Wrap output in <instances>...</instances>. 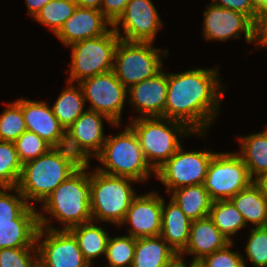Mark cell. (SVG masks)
<instances>
[{"mask_svg":"<svg viewBox=\"0 0 267 267\" xmlns=\"http://www.w3.org/2000/svg\"><path fill=\"white\" fill-rule=\"evenodd\" d=\"M217 76L216 68L169 73L164 118L183 122L194 133L205 134L224 95Z\"/></svg>","mask_w":267,"mask_h":267,"instance_id":"6da1fadb","label":"cell"},{"mask_svg":"<svg viewBox=\"0 0 267 267\" xmlns=\"http://www.w3.org/2000/svg\"><path fill=\"white\" fill-rule=\"evenodd\" d=\"M129 126L136 133L146 161L154 171L181 146L178 140L180 135L181 138L182 134L194 133L183 122L164 117L141 116Z\"/></svg>","mask_w":267,"mask_h":267,"instance_id":"7a4b0ae2","label":"cell"},{"mask_svg":"<svg viewBox=\"0 0 267 267\" xmlns=\"http://www.w3.org/2000/svg\"><path fill=\"white\" fill-rule=\"evenodd\" d=\"M90 175L74 172L43 202V210L65 225L61 230L92 221Z\"/></svg>","mask_w":267,"mask_h":267,"instance_id":"3957f363","label":"cell"},{"mask_svg":"<svg viewBox=\"0 0 267 267\" xmlns=\"http://www.w3.org/2000/svg\"><path fill=\"white\" fill-rule=\"evenodd\" d=\"M136 180L98 171L90 174V202L92 221H108L121 225L137 196L130 183Z\"/></svg>","mask_w":267,"mask_h":267,"instance_id":"277c9868","label":"cell"},{"mask_svg":"<svg viewBox=\"0 0 267 267\" xmlns=\"http://www.w3.org/2000/svg\"><path fill=\"white\" fill-rule=\"evenodd\" d=\"M96 157L106 166L97 170L109 175L129 177L138 182L148 179L151 171L155 174L130 126L117 136L106 137L103 148Z\"/></svg>","mask_w":267,"mask_h":267,"instance_id":"5b68a950","label":"cell"},{"mask_svg":"<svg viewBox=\"0 0 267 267\" xmlns=\"http://www.w3.org/2000/svg\"><path fill=\"white\" fill-rule=\"evenodd\" d=\"M74 172L51 148L46 154L22 165L17 188L25 200L43 203Z\"/></svg>","mask_w":267,"mask_h":267,"instance_id":"8992f818","label":"cell"},{"mask_svg":"<svg viewBox=\"0 0 267 267\" xmlns=\"http://www.w3.org/2000/svg\"><path fill=\"white\" fill-rule=\"evenodd\" d=\"M111 28L101 36L69 45L72 49V63L68 82L78 80L80 83L113 70L115 51L121 39Z\"/></svg>","mask_w":267,"mask_h":267,"instance_id":"52a82bcc","label":"cell"},{"mask_svg":"<svg viewBox=\"0 0 267 267\" xmlns=\"http://www.w3.org/2000/svg\"><path fill=\"white\" fill-rule=\"evenodd\" d=\"M151 44L119 41L112 71L126 89L162 71L161 51Z\"/></svg>","mask_w":267,"mask_h":267,"instance_id":"ba28073f","label":"cell"},{"mask_svg":"<svg viewBox=\"0 0 267 267\" xmlns=\"http://www.w3.org/2000/svg\"><path fill=\"white\" fill-rule=\"evenodd\" d=\"M48 218L38 212L39 228L36 235L38 267H88L78 241L70 230L48 225ZM46 236L43 242L42 238Z\"/></svg>","mask_w":267,"mask_h":267,"instance_id":"9c48e42d","label":"cell"},{"mask_svg":"<svg viewBox=\"0 0 267 267\" xmlns=\"http://www.w3.org/2000/svg\"><path fill=\"white\" fill-rule=\"evenodd\" d=\"M252 182L247 166L238 153H215L203 185L211 199L217 201L231 199Z\"/></svg>","mask_w":267,"mask_h":267,"instance_id":"30bf717a","label":"cell"},{"mask_svg":"<svg viewBox=\"0 0 267 267\" xmlns=\"http://www.w3.org/2000/svg\"><path fill=\"white\" fill-rule=\"evenodd\" d=\"M214 154L207 150L185 152L180 146L155 171V175L166 186L167 192L184 186L203 184Z\"/></svg>","mask_w":267,"mask_h":267,"instance_id":"8fae6325","label":"cell"},{"mask_svg":"<svg viewBox=\"0 0 267 267\" xmlns=\"http://www.w3.org/2000/svg\"><path fill=\"white\" fill-rule=\"evenodd\" d=\"M85 101L91 103L88 110L106 115L115 125L121 121V111L127 96V89L113 71L95 75L78 83Z\"/></svg>","mask_w":267,"mask_h":267,"instance_id":"7c38bea8","label":"cell"},{"mask_svg":"<svg viewBox=\"0 0 267 267\" xmlns=\"http://www.w3.org/2000/svg\"><path fill=\"white\" fill-rule=\"evenodd\" d=\"M120 23L124 29L123 37L118 28ZM161 26V19L151 0H129L124 13L112 25L123 41L152 43Z\"/></svg>","mask_w":267,"mask_h":267,"instance_id":"4fadbf2b","label":"cell"},{"mask_svg":"<svg viewBox=\"0 0 267 267\" xmlns=\"http://www.w3.org/2000/svg\"><path fill=\"white\" fill-rule=\"evenodd\" d=\"M203 35L206 40L239 38L244 32L248 43L257 42V25L245 14L210 4L204 11Z\"/></svg>","mask_w":267,"mask_h":267,"instance_id":"5bb4252c","label":"cell"},{"mask_svg":"<svg viewBox=\"0 0 267 267\" xmlns=\"http://www.w3.org/2000/svg\"><path fill=\"white\" fill-rule=\"evenodd\" d=\"M163 198L157 192L137 195L122 224L130 223L129 235L134 238L154 237L161 234Z\"/></svg>","mask_w":267,"mask_h":267,"instance_id":"9a60e30c","label":"cell"},{"mask_svg":"<svg viewBox=\"0 0 267 267\" xmlns=\"http://www.w3.org/2000/svg\"><path fill=\"white\" fill-rule=\"evenodd\" d=\"M112 24L95 8L77 6L73 15L66 20L55 34L65 46L105 34Z\"/></svg>","mask_w":267,"mask_h":267,"instance_id":"2e32d148","label":"cell"},{"mask_svg":"<svg viewBox=\"0 0 267 267\" xmlns=\"http://www.w3.org/2000/svg\"><path fill=\"white\" fill-rule=\"evenodd\" d=\"M168 92V74L161 71L127 89L129 102L143 117H164Z\"/></svg>","mask_w":267,"mask_h":267,"instance_id":"e0dca14e","label":"cell"},{"mask_svg":"<svg viewBox=\"0 0 267 267\" xmlns=\"http://www.w3.org/2000/svg\"><path fill=\"white\" fill-rule=\"evenodd\" d=\"M230 242L216 228L209 216L191 221L189 241L186 248L179 254H193V261H201L205 256L224 248Z\"/></svg>","mask_w":267,"mask_h":267,"instance_id":"ac0fdd59","label":"cell"},{"mask_svg":"<svg viewBox=\"0 0 267 267\" xmlns=\"http://www.w3.org/2000/svg\"><path fill=\"white\" fill-rule=\"evenodd\" d=\"M22 113L26 129L36 133L39 137L53 146L65 130L52 108L46 102L31 101L22 98Z\"/></svg>","mask_w":267,"mask_h":267,"instance_id":"d6986e66","label":"cell"},{"mask_svg":"<svg viewBox=\"0 0 267 267\" xmlns=\"http://www.w3.org/2000/svg\"><path fill=\"white\" fill-rule=\"evenodd\" d=\"M103 118L112 125L118 126L106 115L87 109L67 128L92 157L101 152L106 141V137L103 134Z\"/></svg>","mask_w":267,"mask_h":267,"instance_id":"ffe728a7","label":"cell"},{"mask_svg":"<svg viewBox=\"0 0 267 267\" xmlns=\"http://www.w3.org/2000/svg\"><path fill=\"white\" fill-rule=\"evenodd\" d=\"M190 224L191 221L178 205L170 200L166 207L163 199L160 236L178 255L188 244Z\"/></svg>","mask_w":267,"mask_h":267,"instance_id":"44dd1931","label":"cell"},{"mask_svg":"<svg viewBox=\"0 0 267 267\" xmlns=\"http://www.w3.org/2000/svg\"><path fill=\"white\" fill-rule=\"evenodd\" d=\"M178 256L160 235L137 238L131 267H167Z\"/></svg>","mask_w":267,"mask_h":267,"instance_id":"7402d4cb","label":"cell"},{"mask_svg":"<svg viewBox=\"0 0 267 267\" xmlns=\"http://www.w3.org/2000/svg\"><path fill=\"white\" fill-rule=\"evenodd\" d=\"M11 190L17 195L7 192ZM1 224H39L37 210L25 200L17 187L0 188Z\"/></svg>","mask_w":267,"mask_h":267,"instance_id":"603a6c76","label":"cell"},{"mask_svg":"<svg viewBox=\"0 0 267 267\" xmlns=\"http://www.w3.org/2000/svg\"><path fill=\"white\" fill-rule=\"evenodd\" d=\"M171 193V200L190 221L209 216L213 200L203 184L180 187L169 194Z\"/></svg>","mask_w":267,"mask_h":267,"instance_id":"cb8c5ba5","label":"cell"},{"mask_svg":"<svg viewBox=\"0 0 267 267\" xmlns=\"http://www.w3.org/2000/svg\"><path fill=\"white\" fill-rule=\"evenodd\" d=\"M230 200L242 214L246 224L249 221L256 228L267 225V198L254 181L245 189L240 190Z\"/></svg>","mask_w":267,"mask_h":267,"instance_id":"d4e9b609","label":"cell"},{"mask_svg":"<svg viewBox=\"0 0 267 267\" xmlns=\"http://www.w3.org/2000/svg\"><path fill=\"white\" fill-rule=\"evenodd\" d=\"M241 152L238 154L247 166L249 175L254 181L267 173V129L261 133L239 137ZM253 176H255L253 178Z\"/></svg>","mask_w":267,"mask_h":267,"instance_id":"484cf974","label":"cell"},{"mask_svg":"<svg viewBox=\"0 0 267 267\" xmlns=\"http://www.w3.org/2000/svg\"><path fill=\"white\" fill-rule=\"evenodd\" d=\"M70 231L76 237L85 260L92 264V259L106 253L108 232L94 224V221L72 227Z\"/></svg>","mask_w":267,"mask_h":267,"instance_id":"4316f807","label":"cell"},{"mask_svg":"<svg viewBox=\"0 0 267 267\" xmlns=\"http://www.w3.org/2000/svg\"><path fill=\"white\" fill-rule=\"evenodd\" d=\"M61 92L54 105L51 107L53 114L56 116L64 129L69 128L73 122L86 110H84L85 98L80 85L79 88L72 86Z\"/></svg>","mask_w":267,"mask_h":267,"instance_id":"83f0119b","label":"cell"},{"mask_svg":"<svg viewBox=\"0 0 267 267\" xmlns=\"http://www.w3.org/2000/svg\"><path fill=\"white\" fill-rule=\"evenodd\" d=\"M209 217L216 228L230 243V238L238 230L246 226L242 214L236 209L230 199L213 201Z\"/></svg>","mask_w":267,"mask_h":267,"instance_id":"f1b7e54d","label":"cell"},{"mask_svg":"<svg viewBox=\"0 0 267 267\" xmlns=\"http://www.w3.org/2000/svg\"><path fill=\"white\" fill-rule=\"evenodd\" d=\"M52 148L73 171L85 172L89 168L91 155L67 129L59 136Z\"/></svg>","mask_w":267,"mask_h":267,"instance_id":"f546056e","label":"cell"},{"mask_svg":"<svg viewBox=\"0 0 267 267\" xmlns=\"http://www.w3.org/2000/svg\"><path fill=\"white\" fill-rule=\"evenodd\" d=\"M39 224H1L0 249L37 248Z\"/></svg>","mask_w":267,"mask_h":267,"instance_id":"4dcf8cb0","label":"cell"},{"mask_svg":"<svg viewBox=\"0 0 267 267\" xmlns=\"http://www.w3.org/2000/svg\"><path fill=\"white\" fill-rule=\"evenodd\" d=\"M22 163L13 142L0 141V187H17Z\"/></svg>","mask_w":267,"mask_h":267,"instance_id":"1f68e13d","label":"cell"},{"mask_svg":"<svg viewBox=\"0 0 267 267\" xmlns=\"http://www.w3.org/2000/svg\"><path fill=\"white\" fill-rule=\"evenodd\" d=\"M77 4L73 0H51L36 15V20L56 34L69 19Z\"/></svg>","mask_w":267,"mask_h":267,"instance_id":"d6a6232c","label":"cell"},{"mask_svg":"<svg viewBox=\"0 0 267 267\" xmlns=\"http://www.w3.org/2000/svg\"><path fill=\"white\" fill-rule=\"evenodd\" d=\"M26 130L22 113V99H18L13 104H9L0 115V141L14 143Z\"/></svg>","mask_w":267,"mask_h":267,"instance_id":"836d02e7","label":"cell"},{"mask_svg":"<svg viewBox=\"0 0 267 267\" xmlns=\"http://www.w3.org/2000/svg\"><path fill=\"white\" fill-rule=\"evenodd\" d=\"M136 238L119 236L107 241L105 256L108 259L107 267H131L135 254Z\"/></svg>","mask_w":267,"mask_h":267,"instance_id":"e575fe53","label":"cell"},{"mask_svg":"<svg viewBox=\"0 0 267 267\" xmlns=\"http://www.w3.org/2000/svg\"><path fill=\"white\" fill-rule=\"evenodd\" d=\"M22 164L46 154L52 146L36 133L26 130L14 142Z\"/></svg>","mask_w":267,"mask_h":267,"instance_id":"d590c367","label":"cell"},{"mask_svg":"<svg viewBox=\"0 0 267 267\" xmlns=\"http://www.w3.org/2000/svg\"><path fill=\"white\" fill-rule=\"evenodd\" d=\"M246 256L256 267H267V228L255 227L246 245Z\"/></svg>","mask_w":267,"mask_h":267,"instance_id":"8d00e7d4","label":"cell"},{"mask_svg":"<svg viewBox=\"0 0 267 267\" xmlns=\"http://www.w3.org/2000/svg\"><path fill=\"white\" fill-rule=\"evenodd\" d=\"M34 251V256H31ZM37 248L0 249V267H38Z\"/></svg>","mask_w":267,"mask_h":267,"instance_id":"74e56055","label":"cell"},{"mask_svg":"<svg viewBox=\"0 0 267 267\" xmlns=\"http://www.w3.org/2000/svg\"><path fill=\"white\" fill-rule=\"evenodd\" d=\"M232 246L233 242L205 256L200 262L205 267H237L244 258L239 253L231 251L229 248Z\"/></svg>","mask_w":267,"mask_h":267,"instance_id":"f35d334b","label":"cell"},{"mask_svg":"<svg viewBox=\"0 0 267 267\" xmlns=\"http://www.w3.org/2000/svg\"><path fill=\"white\" fill-rule=\"evenodd\" d=\"M212 0V4L237 11L248 16L257 26L261 20L259 10L254 6L252 0Z\"/></svg>","mask_w":267,"mask_h":267,"instance_id":"ab89813d","label":"cell"},{"mask_svg":"<svg viewBox=\"0 0 267 267\" xmlns=\"http://www.w3.org/2000/svg\"><path fill=\"white\" fill-rule=\"evenodd\" d=\"M129 0H102L100 11L103 16L113 25L124 13Z\"/></svg>","mask_w":267,"mask_h":267,"instance_id":"60d3db41","label":"cell"},{"mask_svg":"<svg viewBox=\"0 0 267 267\" xmlns=\"http://www.w3.org/2000/svg\"><path fill=\"white\" fill-rule=\"evenodd\" d=\"M257 40L260 46H267V12L261 15L260 23L257 27Z\"/></svg>","mask_w":267,"mask_h":267,"instance_id":"b9f144b4","label":"cell"},{"mask_svg":"<svg viewBox=\"0 0 267 267\" xmlns=\"http://www.w3.org/2000/svg\"><path fill=\"white\" fill-rule=\"evenodd\" d=\"M28 11L32 17H36V15L40 12V10L51 0H25Z\"/></svg>","mask_w":267,"mask_h":267,"instance_id":"7bdbcfd3","label":"cell"},{"mask_svg":"<svg viewBox=\"0 0 267 267\" xmlns=\"http://www.w3.org/2000/svg\"><path fill=\"white\" fill-rule=\"evenodd\" d=\"M77 6L100 10L102 0H73Z\"/></svg>","mask_w":267,"mask_h":267,"instance_id":"ee69618b","label":"cell"},{"mask_svg":"<svg viewBox=\"0 0 267 267\" xmlns=\"http://www.w3.org/2000/svg\"><path fill=\"white\" fill-rule=\"evenodd\" d=\"M254 183L260 188L262 194L267 198V173L256 178Z\"/></svg>","mask_w":267,"mask_h":267,"instance_id":"f6af8a7d","label":"cell"},{"mask_svg":"<svg viewBox=\"0 0 267 267\" xmlns=\"http://www.w3.org/2000/svg\"><path fill=\"white\" fill-rule=\"evenodd\" d=\"M254 6L259 10L260 14L267 12V0H252Z\"/></svg>","mask_w":267,"mask_h":267,"instance_id":"bcb514c9","label":"cell"},{"mask_svg":"<svg viewBox=\"0 0 267 267\" xmlns=\"http://www.w3.org/2000/svg\"><path fill=\"white\" fill-rule=\"evenodd\" d=\"M167 267H186L182 258L178 256L172 263H170Z\"/></svg>","mask_w":267,"mask_h":267,"instance_id":"7dc6e473","label":"cell"},{"mask_svg":"<svg viewBox=\"0 0 267 267\" xmlns=\"http://www.w3.org/2000/svg\"><path fill=\"white\" fill-rule=\"evenodd\" d=\"M186 267L188 266L186 265ZM189 267H205V266L200 261H192Z\"/></svg>","mask_w":267,"mask_h":267,"instance_id":"c3c4849f","label":"cell"},{"mask_svg":"<svg viewBox=\"0 0 267 267\" xmlns=\"http://www.w3.org/2000/svg\"><path fill=\"white\" fill-rule=\"evenodd\" d=\"M245 259H243V261L237 266V267H246V265H245V261H244Z\"/></svg>","mask_w":267,"mask_h":267,"instance_id":"681fc988","label":"cell"}]
</instances>
